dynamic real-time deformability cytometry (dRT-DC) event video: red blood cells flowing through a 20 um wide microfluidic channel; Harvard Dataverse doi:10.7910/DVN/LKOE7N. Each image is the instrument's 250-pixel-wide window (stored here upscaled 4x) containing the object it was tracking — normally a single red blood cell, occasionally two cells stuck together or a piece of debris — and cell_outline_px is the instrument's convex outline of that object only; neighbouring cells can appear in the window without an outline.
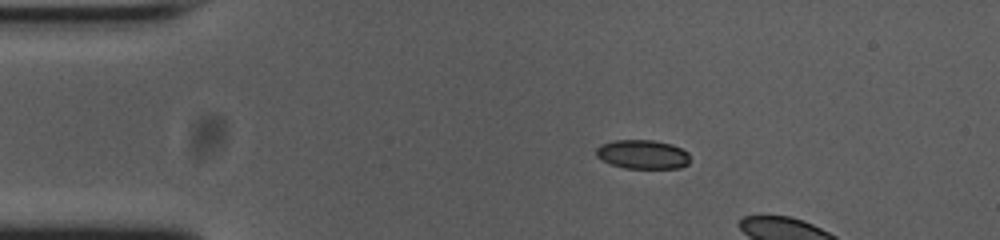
{"species": "common noctule bat (a hibernating species)", "species_latin": "Nyctalus noctula", "temperature_condition": "cold", "stored_images_in_passage": 5, "camera_frame_rate_fps": 3000, "um_per_image_px": 0.085, "animal": {"sex": "female", "body_mass_g": 23.0, "forearm_length_mm": 53.4}, "frame": {"image": 1, "passage_image": 1, "time_ms": 0.0, "image_size_px": [1000, 240], "cell_outline_px": [[688, 164], [680, 168], [624, 168], [612, 164], [596, 156], [596, 148], [600, 144], [616, 140], [652, 140], [672, 144], [688, 152]], "centroid_in_image_um": [54.62, 13.12], "position_along_channel_um": 30.4, "area_um2": 15.78}}